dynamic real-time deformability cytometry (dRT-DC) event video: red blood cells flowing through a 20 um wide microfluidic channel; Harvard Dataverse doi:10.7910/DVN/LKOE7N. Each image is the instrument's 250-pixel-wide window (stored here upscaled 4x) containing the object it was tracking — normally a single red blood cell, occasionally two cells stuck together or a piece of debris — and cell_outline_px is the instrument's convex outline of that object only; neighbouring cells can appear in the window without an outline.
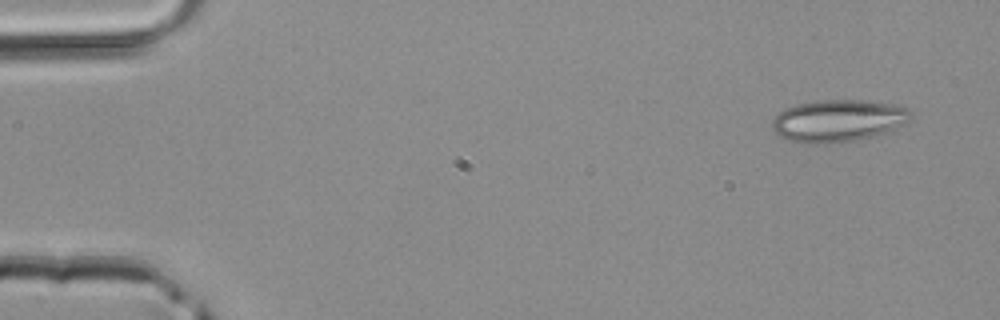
{"species": "common noctule bat (a hibernating species)", "species_latin": "Nyctalus noctula", "temperature_condition": "room temperature", "stored_images_in_passage": 2, "segment_of_instrument_passage": [2, 2], "camera_frame_rate_fps": 3000, "um_per_image_px": 0.085, "animal": {"sex": "male", "body_mass_g": 20.4}, "frame": {"image": 1, "passage_image": 2, "time_ms": 0.333, "image_size_px": [1000, 320], "cell_outline_px": [[912, 120], [908, 124], [892, 132], [876, 136], [856, 140], [828, 144], [804, 144], [788, 140], [780, 136], [772, 128], [772, 120], [784, 108], [796, 104], [816, 100], [868, 100], [892, 104], [908, 108], [912, 112]], "centroid_in_image_um": [71.32, 10.27], "position_along_channel_um": 13.7, "area_um2": 34.97}}